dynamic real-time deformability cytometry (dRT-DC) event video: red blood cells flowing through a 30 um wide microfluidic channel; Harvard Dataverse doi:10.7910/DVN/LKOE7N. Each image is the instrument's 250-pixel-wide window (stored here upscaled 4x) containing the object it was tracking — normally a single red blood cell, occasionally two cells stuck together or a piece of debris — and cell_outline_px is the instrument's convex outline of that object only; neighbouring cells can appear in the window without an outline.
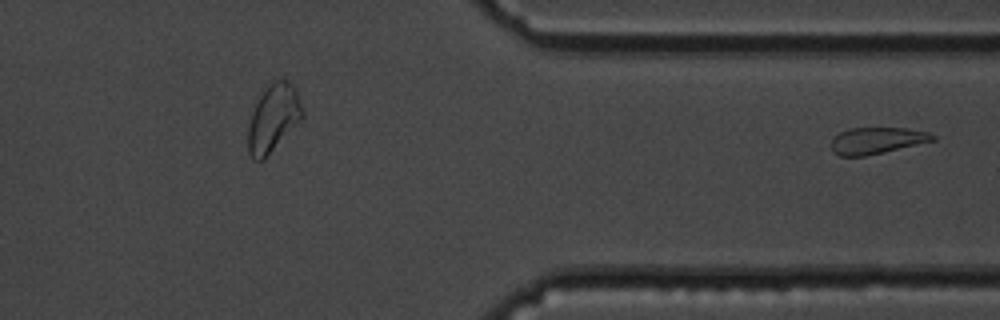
{"species": "common noctule bat (a hibernating species)", "species_latin": "Nyctalus noctula", "temperature_condition": "cold", "stored_images_in_passage": 35, "segment_of_instrument_passage": [2, 2], "camera_frame_rate_fps": 3000, "um_per_image_px": 0.085, "animal": {"sex": "male", "body_mass_g": 19.5, "forearm_length_mm": 54.6}, "frame": {"image": 1, "passage_image": 35, "time_ms": 11.333, "image_size_px": [1000, 320], "cell_outline_px": [[936, 140], [864, 156], [840, 156], [832, 152], [832, 140], [840, 132], [848, 128], [904, 128], [928, 132], [936, 136]], "centroid_in_image_um": [74.52, 11.94], "position_along_channel_um": 336.9, "area_um2": 15.49}}